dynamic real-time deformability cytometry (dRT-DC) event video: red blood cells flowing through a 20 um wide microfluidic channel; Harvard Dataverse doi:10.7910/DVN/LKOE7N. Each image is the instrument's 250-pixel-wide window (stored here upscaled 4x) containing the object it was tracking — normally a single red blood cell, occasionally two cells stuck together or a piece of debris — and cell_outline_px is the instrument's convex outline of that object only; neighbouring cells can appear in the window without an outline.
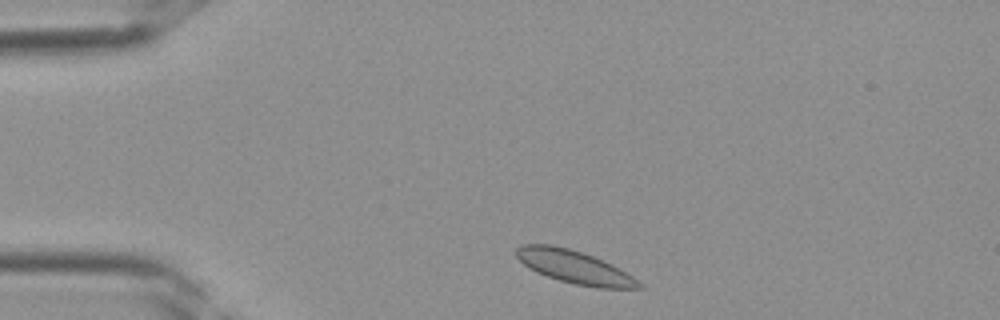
{"species": "Egyptian fruit bat (a non-hibernating species)", "species_latin": "Rousettus aegyptiacus", "temperature_condition": "room temperature", "stored_images_in_passage": 32, "camera_frame_rate_fps": 3000, "um_per_image_px": 0.085, "frame": {"image": 1, "passage_image": 2, "time_ms": 0.333, "image_size_px": [1000, 320], "cell_outline_px": [[644, 288], [596, 288], [572, 284], [536, 272], [528, 268], [516, 256], [516, 248], [520, 244], [552, 244], [568, 248], [592, 256], [612, 264], [620, 268], [644, 284]], "centroid_in_image_um": [48.84, 22.7], "position_along_channel_um": 36.2, "area_um2": 23.64}}
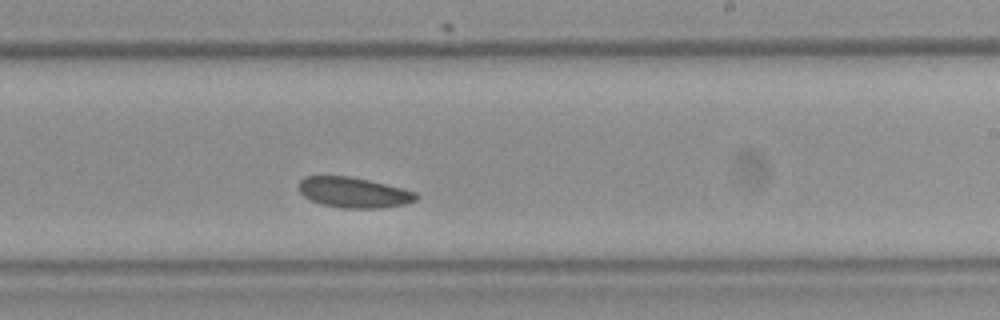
{"frame": {"image": 2, "passage_image": 17, "time_ms": 5.333, "image_size_px": [1000, 320], "cell_outline_px": [[420, 196], [416, 200], [404, 204], [380, 208], [340, 208], [324, 204], [312, 200], [304, 196], [300, 192], [300, 180], [304, 176], [348, 176], [368, 180], [404, 188], [416, 192]], "centroid_in_image_um": [30.1, 16.36], "position_along_channel_um": 258.9, "area_um2": 20.69}}
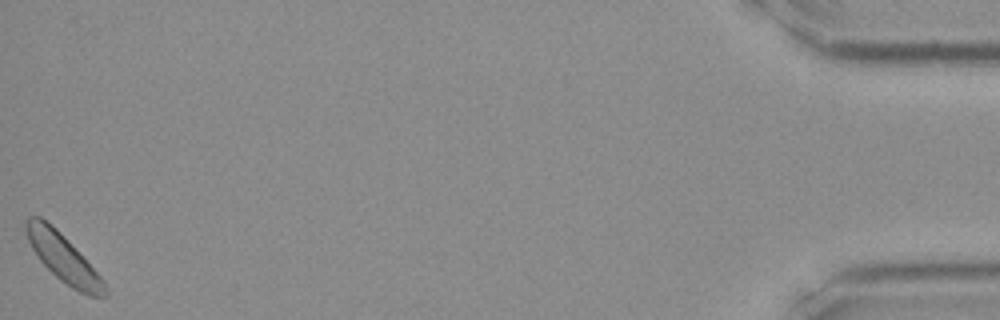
{"frame": {"image": 3, "passage_image": 32, "time_ms": 10.333, "image_size_px": [1000, 320], "cell_outline_px": [[108, 296], [88, 296], [72, 288], [60, 280], [40, 260], [32, 248], [28, 240], [24, 228], [24, 220], [28, 216], [40, 216], [52, 224], [64, 236], [104, 280], [108, 292]], "centroid_in_image_um": [5.36, 21.91], "position_along_channel_um": 429.8, "area_um2": 21.79}}